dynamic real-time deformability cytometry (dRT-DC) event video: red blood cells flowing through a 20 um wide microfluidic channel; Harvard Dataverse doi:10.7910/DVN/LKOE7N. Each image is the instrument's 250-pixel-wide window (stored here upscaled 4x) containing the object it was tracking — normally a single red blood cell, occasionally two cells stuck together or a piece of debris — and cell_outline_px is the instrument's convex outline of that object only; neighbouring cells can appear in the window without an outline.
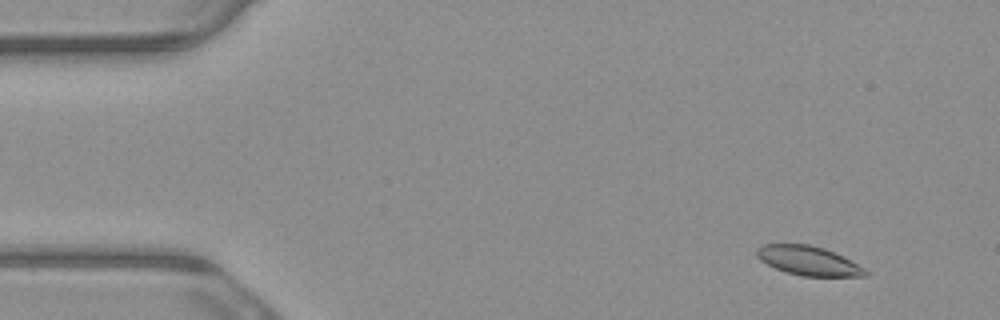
{"species": "common noctule bat (a hibernating species)", "species_latin": "Nyctalus noctula", "temperature_condition": "warm", "stored_images_in_passage": 4, "camera_frame_rate_fps": 3000, "um_per_image_px": 0.085, "animal": {"sex": "male", "body_mass_g": 23.1, "forearm_length_mm": 52.7}, "frame": {"image": 1, "passage_image": 1, "time_ms": 0.0, "image_size_px": [1000, 320], "cell_outline_px": [[868, 276], [800, 276], [776, 268], [760, 260], [756, 256], [756, 248], [764, 244], [808, 244], [824, 248], [864, 268], [868, 272]], "centroid_in_image_um": [68.67, 22.16], "position_along_channel_um": 16.3, "area_um2": 18.15}}
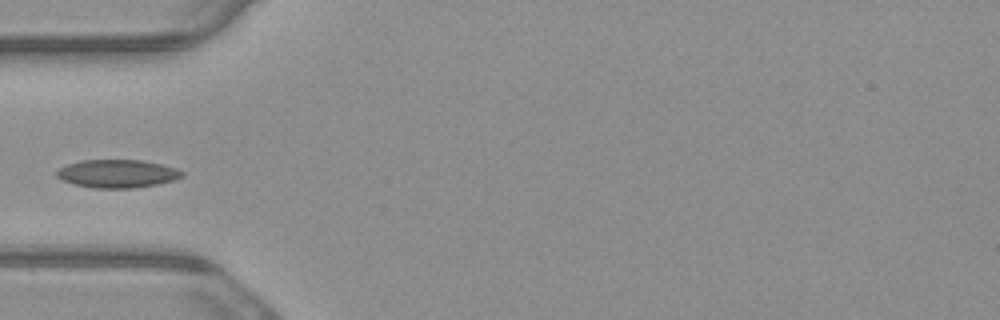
{"frame": {"image": 2, "passage_image": 4, "time_ms": 1.0, "image_size_px": [1000, 320], "cell_outline_px": [[184, 176], [172, 180], [156, 184], [132, 188], [92, 188], [76, 184], [64, 180], [56, 176], [56, 172], [60, 168], [68, 164], [80, 160], [144, 160], [176, 168], [184, 172]], "centroid_in_image_um": [9.98, 14.75], "position_along_channel_um": 75.0, "area_um2": 20.35}}